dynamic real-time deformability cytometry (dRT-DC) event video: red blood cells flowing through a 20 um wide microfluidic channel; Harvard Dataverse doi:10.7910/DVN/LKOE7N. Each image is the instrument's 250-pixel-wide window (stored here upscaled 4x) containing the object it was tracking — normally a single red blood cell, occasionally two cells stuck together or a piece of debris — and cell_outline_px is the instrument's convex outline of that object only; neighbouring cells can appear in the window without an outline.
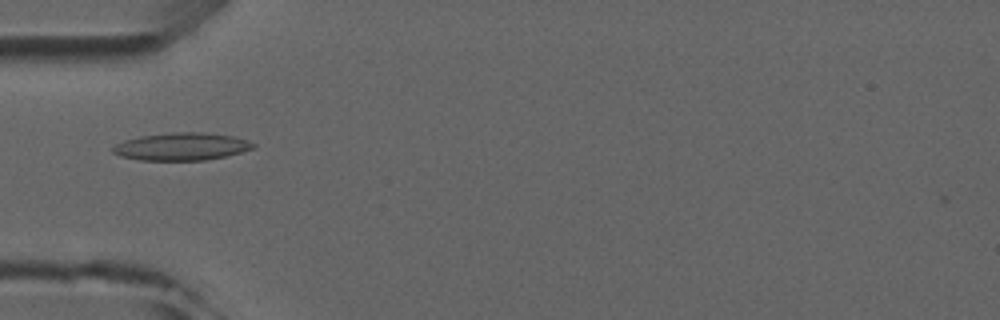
{"species": "common noctule bat (a hibernating species)", "species_latin": "Nyctalus noctula", "temperature_condition": "room temperature", "stored_images_in_passage": 5, "camera_frame_rate_fps": 3000, "um_per_image_px": 0.085, "animal": {"sex": "male", "forearm_length_mm": 52.5}, "frame": {"image": 1, "passage_image": 5, "time_ms": 4.667, "image_size_px": [1000, 320], "cell_outline_px": [[256, 148], [228, 156], [204, 160], [140, 160], [120, 156], [112, 152], [112, 148], [116, 144], [124, 140], [140, 136], [168, 132], [204, 132], [232, 136], [248, 140], [256, 144]], "centroid_in_image_um": [15.46, 12.45], "position_along_channel_um": 69.5, "area_um2": 22.77}}